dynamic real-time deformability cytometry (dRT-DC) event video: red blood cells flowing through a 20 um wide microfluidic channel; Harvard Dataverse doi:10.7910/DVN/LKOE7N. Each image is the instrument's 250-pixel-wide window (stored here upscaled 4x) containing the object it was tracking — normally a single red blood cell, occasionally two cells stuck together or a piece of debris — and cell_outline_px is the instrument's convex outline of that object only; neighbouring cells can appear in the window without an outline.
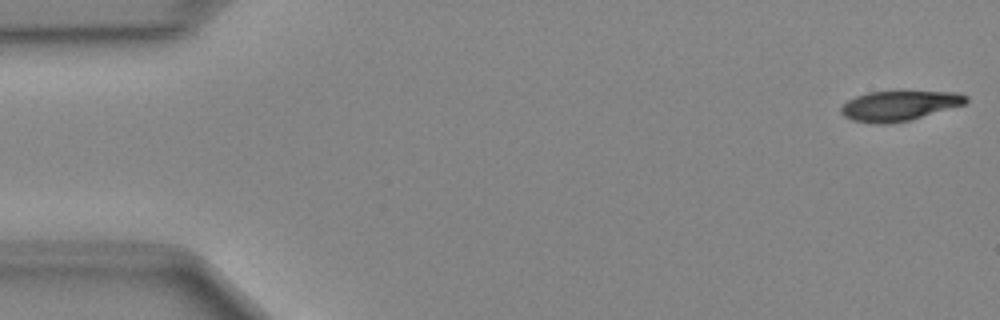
{"species": "Egyptian fruit bat (a non-hibernating species)", "species_latin": "Rousettus aegyptiacus", "temperature_condition": "cold", "stored_images_in_passage": 48, "camera_frame_rate_fps": 3000, "um_per_image_px": 0.085, "animal": {"sex": "female"}, "frame": {"image": 1, "passage_image": 1, "time_ms": 0.0, "image_size_px": [1000, 320], "cell_outline_px": [[968, 100], [964, 104], [908, 120], [884, 124], [872, 124], [852, 120], [844, 116], [840, 112], [840, 108], [848, 100], [856, 96], [868, 92], [960, 92], [968, 96]], "centroid_in_image_um": [76.4, 8.99], "position_along_channel_um": 8.6, "area_um2": 21.5}}
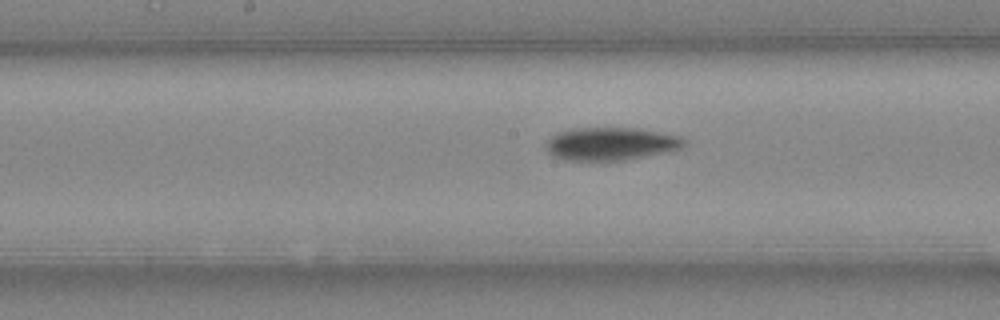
{"frame": {"image": 2, "passage_image": 24, "time_ms": 7.667, "image_size_px": [1000, 320], "cell_outline_px": [[688, 140], [680, 148], [624, 160], [564, 160], [548, 152], [544, 144], [556, 132], [568, 128], [640, 128], [680, 136]], "centroid_in_image_um": [51.88, 12.2], "position_along_channel_um": 196.3, "area_um2": 26.36}}
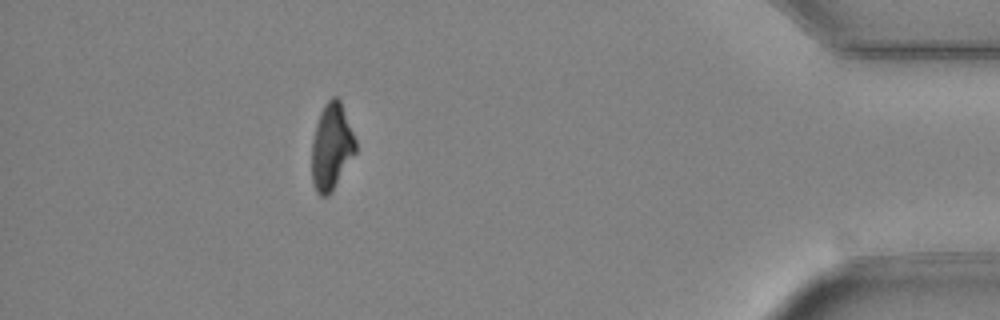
{"frame": {"image": 3, "passage_image": 43, "time_ms": 14.0, "image_size_px": [1000, 320], "cell_outline_px": [[356, 152], [328, 196], [320, 196], [316, 192], [312, 180], [312, 140], [316, 124], [320, 112], [324, 104], [332, 96], [336, 96], [340, 100], [356, 140]], "centroid_in_image_um": [28.17, 12.45], "position_along_channel_um": 407.0, "area_um2": 21.91}}